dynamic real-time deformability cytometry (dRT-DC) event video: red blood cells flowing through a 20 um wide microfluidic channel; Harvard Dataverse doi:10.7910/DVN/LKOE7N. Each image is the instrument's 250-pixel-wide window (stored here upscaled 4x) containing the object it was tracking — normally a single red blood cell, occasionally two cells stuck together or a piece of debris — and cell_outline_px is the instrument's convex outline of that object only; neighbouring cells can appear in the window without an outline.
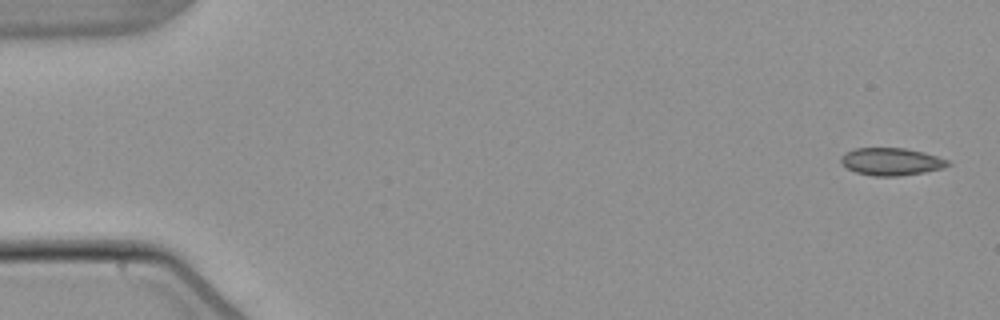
{"species": "common noctule bat (a hibernating species)", "species_latin": "Nyctalus noctula", "temperature_condition": "warm", "stored_images_in_passage": 6, "camera_frame_rate_fps": 3000, "um_per_image_px": 0.085, "animal": {"sex": "male", "body_mass_g": 21.5, "forearm_length_mm": 52.0}, "frame": {"image": 1, "passage_image": 1, "time_ms": 0.0, "image_size_px": [1000, 320], "cell_outline_px": [[952, 164], [944, 168], [924, 172], [900, 176], [872, 176], [856, 172], [848, 168], [840, 160], [840, 156], [844, 152], [856, 148], [904, 148], [924, 152], [948, 160]], "centroid_in_image_um": [75.76, 13.73], "position_along_channel_um": 9.2, "area_um2": 17.17}}
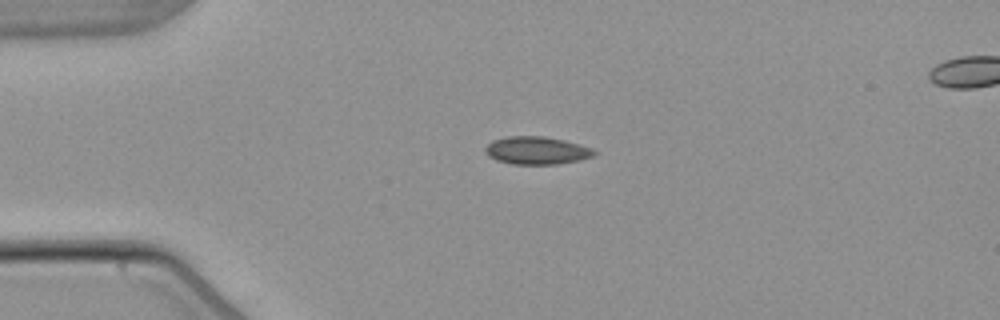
{"frame": {"image": 2, "passage_image": 4, "time_ms": 3.667, "image_size_px": [1000, 320], "cell_outline_px": [[596, 156], [580, 160], [556, 164], [512, 164], [496, 160], [488, 156], [484, 148], [492, 140], [508, 136], [544, 136], [564, 140], [592, 148], [596, 152]], "centroid_in_image_um": [45.62, 12.79], "position_along_channel_um": 39.4, "area_um2": 17.69}}
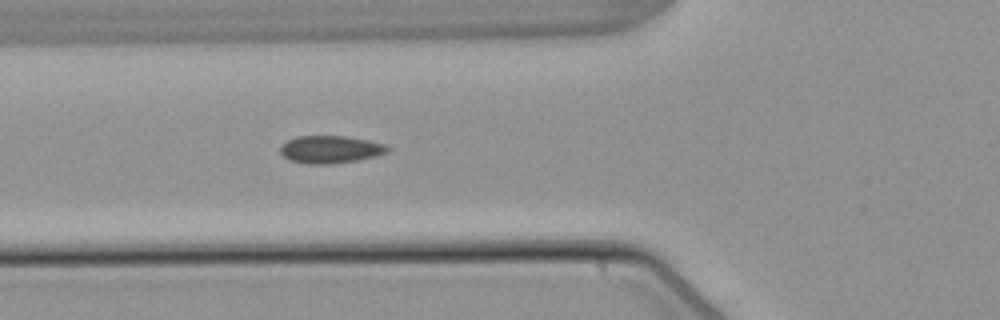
{"frame": {"image": 3, "passage_image": 6, "time_ms": 6.0, "image_size_px": [1000, 320], "cell_outline_px": [[392, 148], [388, 152], [376, 156], [356, 160], [332, 164], [308, 164], [288, 160], [280, 152], [280, 148], [288, 140], [296, 136], [348, 136], [388, 144]], "centroid_in_image_um": [28.13, 12.7], "position_along_channel_um": 97.7, "area_um2": 17.4}}